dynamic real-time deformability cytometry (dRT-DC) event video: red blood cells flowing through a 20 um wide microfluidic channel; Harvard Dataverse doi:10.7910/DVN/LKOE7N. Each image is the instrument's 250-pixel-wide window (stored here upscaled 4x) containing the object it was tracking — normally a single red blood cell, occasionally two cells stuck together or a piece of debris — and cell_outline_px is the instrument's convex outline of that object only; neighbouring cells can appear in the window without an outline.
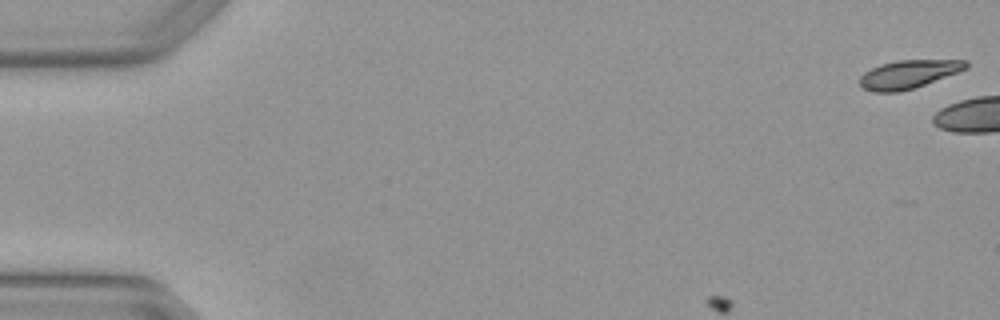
{"species": "Egyptian fruit bat (a non-hibernating species)", "species_latin": "Rousettus aegyptiacus", "temperature_condition": "warm", "stored_images_in_passage": 11, "camera_frame_rate_fps": 3000, "um_per_image_px": 0.085, "animal": {"sex": "female"}, "frame": {"image": 1, "passage_image": 1, "time_ms": 0.0, "image_size_px": [1000, 320], "cell_outline_px": [[968, 68], [924, 84], [900, 92], [876, 92], [864, 88], [860, 84], [860, 76], [864, 72], [880, 64], [896, 60], [968, 60]], "centroid_in_image_um": [77.21, 6.3], "position_along_channel_um": 7.8, "area_um2": 17.28}}